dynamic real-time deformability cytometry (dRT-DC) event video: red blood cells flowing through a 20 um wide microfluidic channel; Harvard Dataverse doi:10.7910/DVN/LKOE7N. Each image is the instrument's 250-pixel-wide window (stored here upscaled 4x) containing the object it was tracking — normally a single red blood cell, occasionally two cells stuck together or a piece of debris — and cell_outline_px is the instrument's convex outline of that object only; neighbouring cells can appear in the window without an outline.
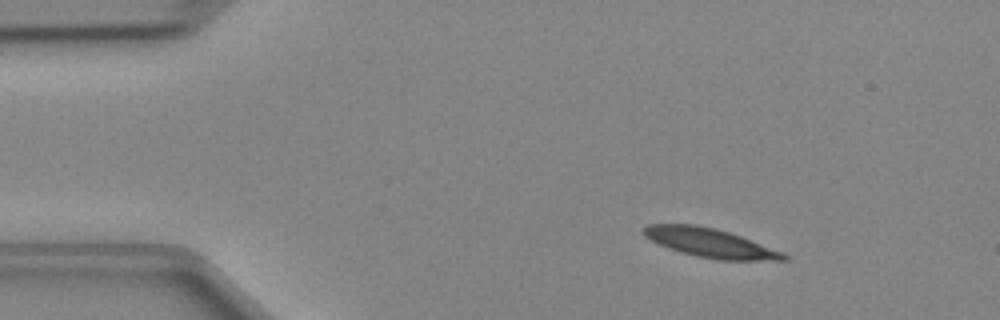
{"species": "Egyptian fruit bat (a non-hibernating species)", "species_latin": "Rousettus aegyptiacus", "temperature_condition": "cold", "stored_images_in_passage": 13, "camera_frame_rate_fps": 3000, "um_per_image_px": 0.085, "animal": {"sex": "female"}, "frame": {"image": 1, "passage_image": 6, "time_ms": 1.667, "image_size_px": [1000, 320], "cell_outline_px": [[792, 256], [788, 260], [720, 260], [696, 256], [680, 252], [668, 248], [644, 236], [640, 232], [648, 224], [696, 224], [728, 232], [740, 236], [784, 252]], "centroid_in_image_um": [60.38, 20.65], "position_along_channel_um": 24.6, "area_um2": 23.58}}